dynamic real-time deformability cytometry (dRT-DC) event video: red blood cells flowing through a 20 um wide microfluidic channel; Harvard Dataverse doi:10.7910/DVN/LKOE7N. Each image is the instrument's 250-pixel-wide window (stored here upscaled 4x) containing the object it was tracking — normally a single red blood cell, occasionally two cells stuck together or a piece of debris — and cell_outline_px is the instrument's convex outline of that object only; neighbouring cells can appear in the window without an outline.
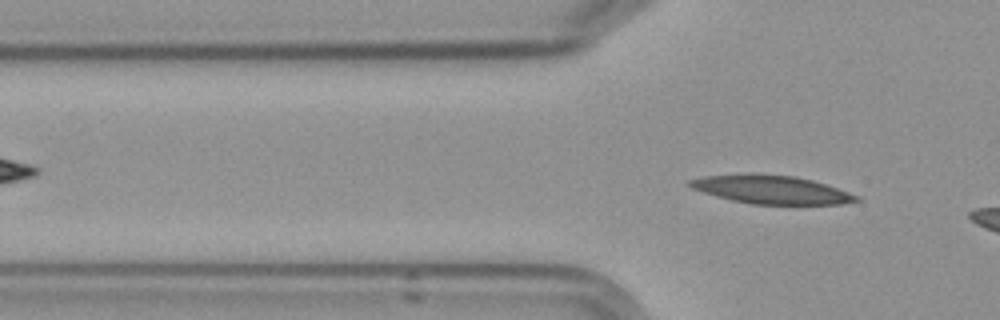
{"species": "Egyptian fruit bat (a non-hibernating species)", "species_latin": "Rousettus aegyptiacus", "temperature_condition": "cold", "stored_images_in_passage": 4, "segment_of_instrument_passage": [2, 2], "camera_frame_rate_fps": 3000, "um_per_image_px": 0.085, "frame": {"image": 1, "passage_image": 4, "time_ms": 3.333, "image_size_px": [1000, 320], "cell_outline_px": [[864, 200], [840, 204], [752, 204], [732, 200], [716, 196], [692, 188], [684, 184], [688, 180], [704, 176], [792, 176], [812, 180], [860, 196]], "centroid_in_image_um": [65.61, 16.16], "position_along_channel_um": 60.2, "area_um2": 26.47}}